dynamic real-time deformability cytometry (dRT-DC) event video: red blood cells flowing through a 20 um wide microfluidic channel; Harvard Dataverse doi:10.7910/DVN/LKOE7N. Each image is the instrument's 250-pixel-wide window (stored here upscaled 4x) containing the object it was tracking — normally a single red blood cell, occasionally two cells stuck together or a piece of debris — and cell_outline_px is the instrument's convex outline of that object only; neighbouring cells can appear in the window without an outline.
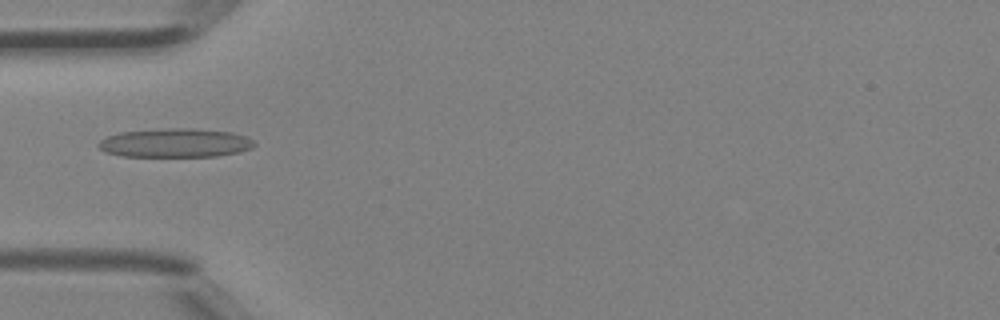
{"species": "Egyptian fruit bat (a non-hibernating species)", "species_latin": "Rousettus aegyptiacus", "temperature_condition": "room temperature", "stored_images_in_passage": 6, "camera_frame_rate_fps": 3000, "um_per_image_px": 0.085, "animal": {"sex": "female"}, "frame": {"image": 1, "passage_image": 5, "time_ms": 1.333, "image_size_px": [1000, 320], "cell_outline_px": [[256, 144], [252, 148], [240, 152], [216, 156], [120, 156], [104, 152], [96, 144], [100, 140], [108, 136], [120, 132], [164, 128], [196, 128], [232, 132], [244, 136], [252, 140]], "centroid_in_image_um": [14.88, 12.14], "position_along_channel_um": 70.1, "area_um2": 26.36}}
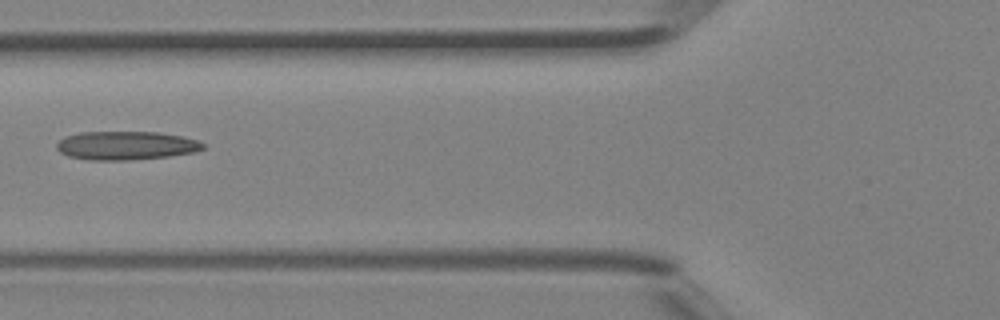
{"frame": {"image": 2, "passage_image": 6, "time_ms": 1.667, "image_size_px": [1000, 320], "cell_outline_px": [[204, 148], [196, 152], [168, 156], [128, 160], [88, 160], [68, 156], [60, 152], [56, 148], [56, 144], [64, 136], [80, 132], [160, 132], [184, 136], [196, 140], [204, 144]], "centroid_in_image_um": [10.7, 12.36], "position_along_channel_um": 115.1, "area_um2": 24.51}}